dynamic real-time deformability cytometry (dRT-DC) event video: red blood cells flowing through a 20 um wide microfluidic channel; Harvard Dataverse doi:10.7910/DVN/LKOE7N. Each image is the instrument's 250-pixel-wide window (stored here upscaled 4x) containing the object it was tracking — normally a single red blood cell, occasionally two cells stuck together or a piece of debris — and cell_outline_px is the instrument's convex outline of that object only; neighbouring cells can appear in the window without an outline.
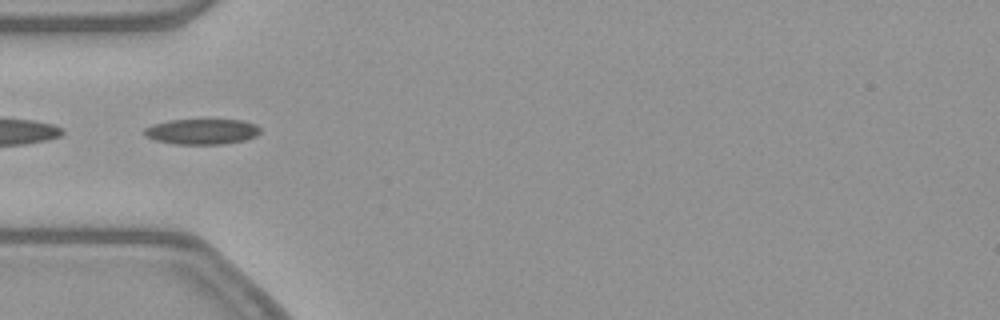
{"species": "common noctule bat (a hibernating species)", "species_latin": "Nyctalus noctula", "temperature_condition": "warm", "stored_images_in_passage": 53, "segment_of_instrument_passage": [2, 2], "camera_frame_rate_fps": 3000, "um_per_image_px": 0.085, "animal": {"sex": "female", "body_mass_g": 21.9}, "frame": {"image": 1, "passage_image": 17, "time_ms": 5.333, "image_size_px": [1000, 320], "cell_outline_px": [[260, 132], [256, 136], [244, 140], [224, 144], [176, 144], [156, 140], [144, 136], [144, 128], [152, 124], [168, 120], [244, 120], [256, 124], [260, 128]], "centroid_in_image_um": [17.16, 11.18], "position_along_channel_um": 67.8, "area_um2": 17.28}}
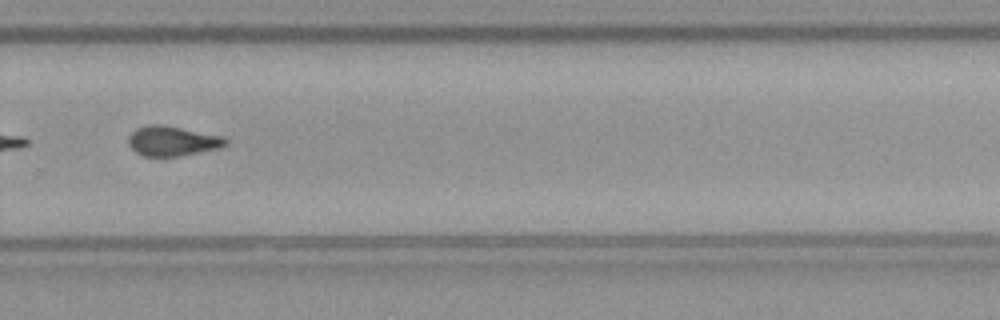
{"frame": {"image": 2, "passage_image": 36, "time_ms": 11.667, "image_size_px": [1000, 320], "cell_outline_px": [[228, 144], [220, 148], [180, 156], [144, 156], [136, 152], [128, 144], [128, 136], [136, 128], [144, 124], [164, 124], [224, 136], [228, 140]], "centroid_in_image_um": [14.66, 11.96], "position_along_channel_um": 315.1, "area_um2": 17.22}}
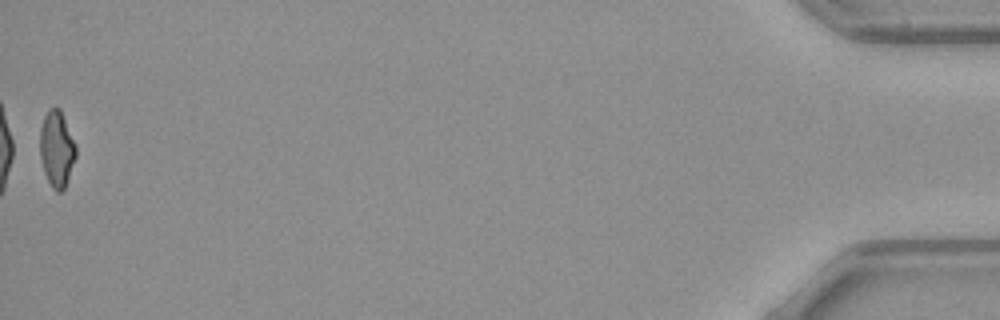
{"frame": {"image": 3, "passage_image": 53, "time_ms": 17.333, "image_size_px": [1000, 320], "cell_outline_px": [[76, 156], [64, 188], [60, 192], [56, 192], [52, 188], [44, 172], [40, 156], [40, 128], [44, 116], [48, 108], [60, 108], [76, 144]], "centroid_in_image_um": [4.82, 12.63], "position_along_channel_um": 430.4, "area_um2": 15.9}}